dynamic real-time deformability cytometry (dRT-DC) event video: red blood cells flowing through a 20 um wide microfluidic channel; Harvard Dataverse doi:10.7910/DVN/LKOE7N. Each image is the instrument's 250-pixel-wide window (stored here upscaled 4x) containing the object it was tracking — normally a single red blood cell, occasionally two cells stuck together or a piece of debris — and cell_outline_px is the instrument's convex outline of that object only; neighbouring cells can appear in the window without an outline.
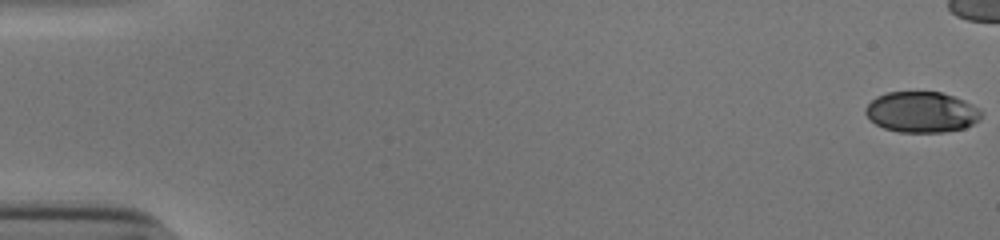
{"species": "human", "species_latin": "Homo sapiens", "temperature_condition": "cold", "stored_images_in_passage": 45, "camera_frame_rate_fps": 3000, "um_per_image_px": 0.085, "donor": {"sex": "male"}, "frame": {"image": 1, "passage_image": 1, "time_ms": 0.0, "image_size_px": [1000, 240], "cell_outline_px": [[984, 112], [980, 120], [964, 128], [944, 132], [900, 132], [884, 128], [876, 124], [864, 112], [864, 108], [876, 96], [888, 92], [940, 92], [964, 100], [972, 104]], "centroid_in_image_um": [78.35, 9.53], "position_along_channel_um": 6.6, "area_um2": 27.51}}
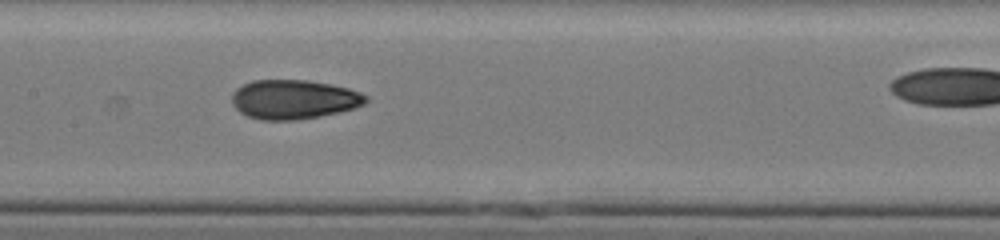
{"frame": {"image": 2, "passage_image": 28, "time_ms": 9.0, "image_size_px": [1000, 240], "cell_outline_px": [[368, 100], [364, 104], [340, 112], [320, 116], [296, 120], [260, 120], [248, 116], [240, 112], [232, 104], [232, 92], [236, 88], [252, 80], [308, 80], [348, 88], [360, 92], [368, 96]], "centroid_in_image_um": [24.95, 8.45], "position_along_channel_um": 182.4, "area_um2": 30.69}}
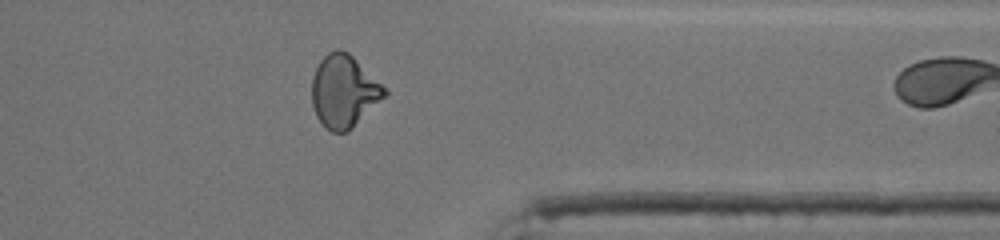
{"frame": {"image": 3, "passage_image": 44, "time_ms": 14.333, "image_size_px": [1000, 240], "cell_outline_px": [[388, 96], [348, 132], [332, 132], [316, 116], [312, 104], [312, 76], [320, 60], [328, 52], [336, 48], [340, 48], [348, 52], [388, 88]], "centroid_in_image_um": [29.28, 7.75], "position_along_channel_um": 382.1, "area_um2": 31.15}}